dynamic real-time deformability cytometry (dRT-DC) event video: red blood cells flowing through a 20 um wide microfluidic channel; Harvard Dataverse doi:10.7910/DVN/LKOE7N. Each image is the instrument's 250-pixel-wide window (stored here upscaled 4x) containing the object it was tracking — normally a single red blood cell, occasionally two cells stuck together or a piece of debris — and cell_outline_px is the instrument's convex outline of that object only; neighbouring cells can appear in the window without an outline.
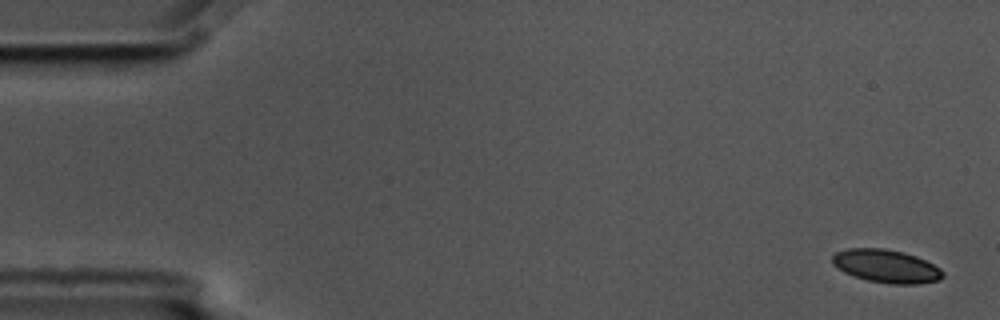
{"species": "common noctule bat (a hibernating species)", "species_latin": "Nyctalus noctula", "temperature_condition": "cold", "stored_images_in_passage": 5, "segment_of_instrument_passage": [1, 2], "camera_frame_rate_fps": 3000, "um_per_image_px": 0.085, "animal": {"sex": "male", "body_mass_g": 17.5, "forearm_length_mm": 52.3}, "frame": {"image": 1, "passage_image": 1, "time_ms": 0.0, "image_size_px": [1000, 320], "cell_outline_px": [[944, 276], [940, 280], [916, 284], [892, 284], [868, 280], [844, 272], [832, 264], [832, 256], [836, 252], [848, 248], [884, 248], [904, 252], [916, 256], [940, 268], [944, 272]], "centroid_in_image_um": [75.34, 22.62], "position_along_channel_um": 9.7, "area_um2": 21.27}}